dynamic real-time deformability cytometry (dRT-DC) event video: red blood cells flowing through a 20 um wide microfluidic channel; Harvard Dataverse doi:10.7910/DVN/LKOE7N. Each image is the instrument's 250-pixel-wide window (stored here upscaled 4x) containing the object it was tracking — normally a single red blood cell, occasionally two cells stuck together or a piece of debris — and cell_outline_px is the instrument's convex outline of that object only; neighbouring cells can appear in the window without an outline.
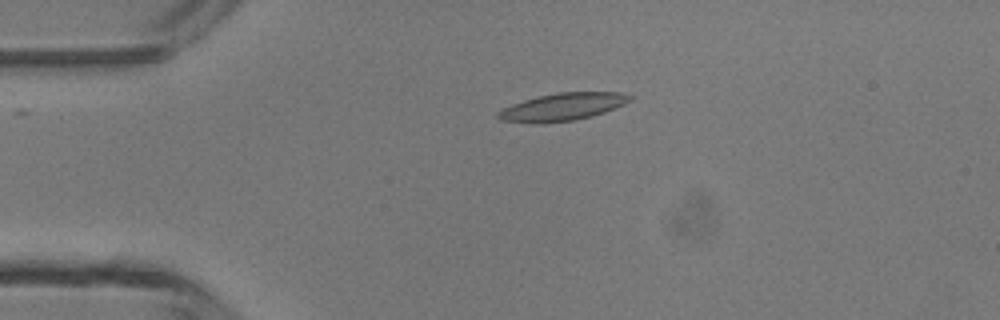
{"species": "common noctule bat (a hibernating species)", "species_latin": "Nyctalus noctula", "temperature_condition": "room temperature", "stored_images_in_passage": 4, "camera_frame_rate_fps": 3000, "um_per_image_px": 0.085, "animal": {"sex": "male", "body_mass_g": 13.3}, "frame": {"image": 1, "passage_image": 1, "time_ms": 0.0, "image_size_px": [1000, 320], "cell_outline_px": [[636, 96], [632, 100], [624, 104], [604, 112], [592, 116], [572, 120], [532, 124], [500, 120], [496, 116], [496, 112], [512, 104], [524, 100], [540, 96], [560, 92], [624, 92]], "centroid_in_image_um": [47.84, 9.08], "position_along_channel_um": 37.2, "area_um2": 21.21}}
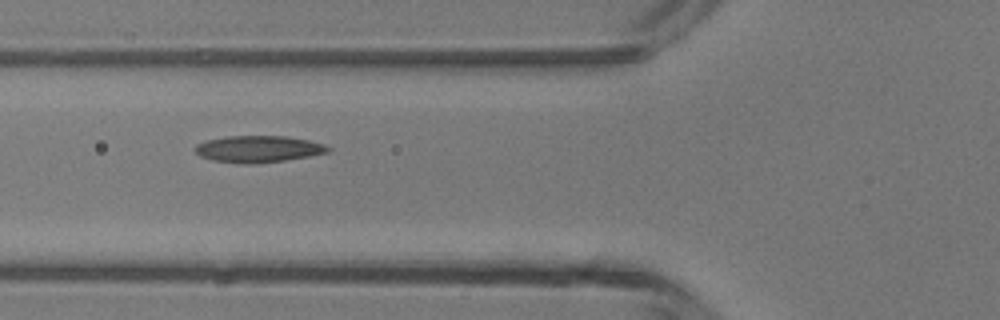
{"frame": {"image": 2, "passage_image": 3, "time_ms": 2.333, "image_size_px": [1000, 320], "cell_outline_px": [[332, 148], [328, 152], [308, 156], [284, 160], [256, 164], [244, 164], [212, 160], [200, 156], [196, 152], [196, 144], [204, 140], [228, 136], [284, 136], [308, 140], [324, 144]], "centroid_in_image_um": [21.94, 12.66], "position_along_channel_um": 103.9, "area_um2": 20.63}}
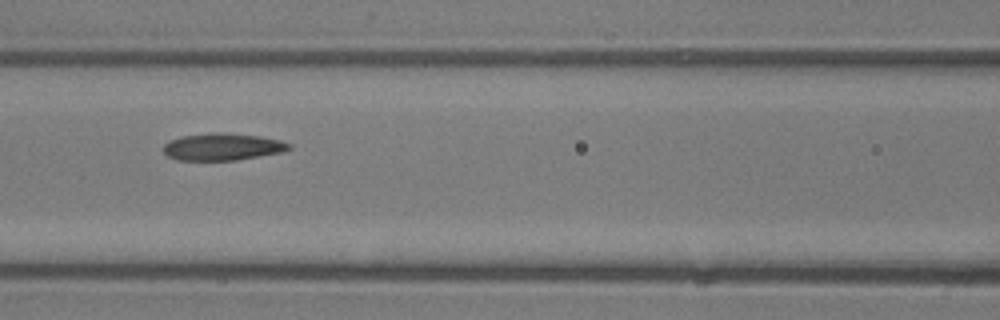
{"frame": {"image": 3, "passage_image": 4, "time_ms": 3.333, "image_size_px": [1000, 320], "cell_outline_px": [[292, 148], [284, 152], [236, 160], [176, 160], [168, 156], [164, 152], [164, 144], [172, 140], [184, 136], [212, 132], [220, 132], [260, 136], [280, 140], [292, 144]], "centroid_in_image_um": [18.97, 12.48], "position_along_channel_um": 147.6, "area_um2": 19.83}}